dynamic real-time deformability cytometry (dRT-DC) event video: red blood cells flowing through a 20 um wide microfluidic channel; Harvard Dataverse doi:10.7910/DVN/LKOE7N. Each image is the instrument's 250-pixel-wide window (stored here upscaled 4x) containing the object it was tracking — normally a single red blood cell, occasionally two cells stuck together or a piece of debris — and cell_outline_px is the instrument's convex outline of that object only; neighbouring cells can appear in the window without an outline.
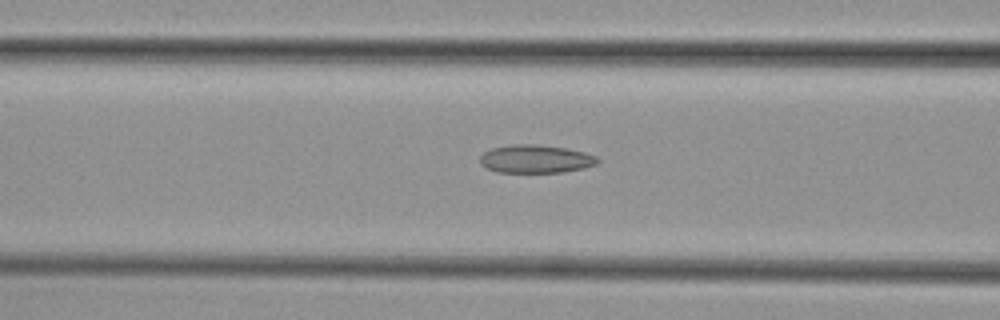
{"species": "common noctule bat (a hibernating species)", "species_latin": "Nyctalus noctula", "temperature_condition": "cold", "stored_images_in_passage": 55, "camera_frame_rate_fps": 3000, "um_per_image_px": 0.085, "animal": {"sex": "female", "body_mass_g": 29.2, "forearm_length_mm": 56.3}, "frame": {"image": 1, "passage_image": 22, "time_ms": 7.0, "image_size_px": [1000, 320], "cell_outline_px": [[600, 160], [596, 164], [584, 168], [564, 172], [496, 172], [480, 164], [480, 156], [484, 152], [492, 148], [512, 144], [536, 144], [568, 148], [584, 152], [596, 156]], "centroid_in_image_um": [45.54, 13.5], "position_along_channel_um": 121.1, "area_um2": 19.36}}
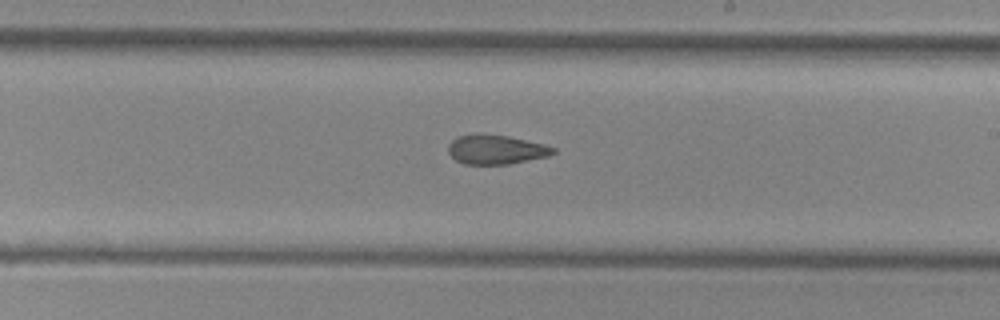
{"frame": {"image": 2, "passage_image": 32, "time_ms": 10.333, "image_size_px": [1000, 320], "cell_outline_px": [[556, 152], [548, 156], [508, 164], [464, 164], [456, 160], [448, 152], [448, 144], [456, 136], [476, 132], [508, 136], [544, 144], [556, 148]], "centroid_in_image_um": [42.13, 12.69], "position_along_channel_um": 246.9, "area_um2": 18.15}}
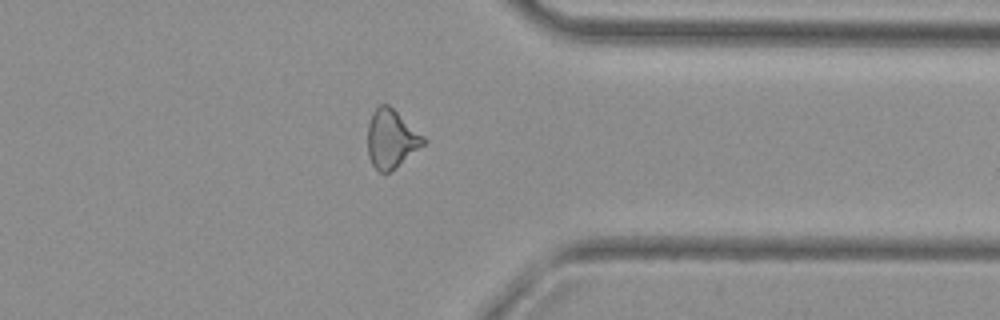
{"frame": {"image": 3, "passage_image": 43, "time_ms": 14.0, "image_size_px": [1000, 320], "cell_outline_px": [[428, 140], [424, 144], [384, 176], [372, 164], [368, 156], [368, 124], [372, 112], [380, 104], [388, 104], [424, 136]], "centroid_in_image_um": [33.24, 11.8], "position_along_channel_um": 378.2, "area_um2": 18.84}, "authors_computed_cell_mechanics": {"area_um2": 19.7676, "velocity_mm_per_s": 3.7761, "shape_relaxation_time_tau1_ms": null, "shape_relaxation_time_tau2_ms": 5.8871, "deformation_change_tau1": null, "deformation_change_tau2": 0.1478}}